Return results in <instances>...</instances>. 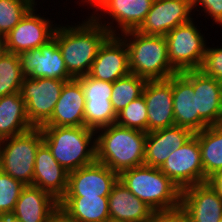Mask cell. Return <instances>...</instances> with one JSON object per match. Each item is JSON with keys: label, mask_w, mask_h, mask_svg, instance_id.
<instances>
[{"label": "cell", "mask_w": 222, "mask_h": 222, "mask_svg": "<svg viewBox=\"0 0 222 222\" xmlns=\"http://www.w3.org/2000/svg\"><path fill=\"white\" fill-rule=\"evenodd\" d=\"M87 17L79 25L59 24L53 36L73 79L89 74L100 46L110 36L103 25Z\"/></svg>", "instance_id": "cell-1"}, {"label": "cell", "mask_w": 222, "mask_h": 222, "mask_svg": "<svg viewBox=\"0 0 222 222\" xmlns=\"http://www.w3.org/2000/svg\"><path fill=\"white\" fill-rule=\"evenodd\" d=\"M147 132L115 124L96 130V161L120 174L144 164Z\"/></svg>", "instance_id": "cell-2"}, {"label": "cell", "mask_w": 222, "mask_h": 222, "mask_svg": "<svg viewBox=\"0 0 222 222\" xmlns=\"http://www.w3.org/2000/svg\"><path fill=\"white\" fill-rule=\"evenodd\" d=\"M43 142L68 172L96 161V131L85 127L41 126Z\"/></svg>", "instance_id": "cell-3"}, {"label": "cell", "mask_w": 222, "mask_h": 222, "mask_svg": "<svg viewBox=\"0 0 222 222\" xmlns=\"http://www.w3.org/2000/svg\"><path fill=\"white\" fill-rule=\"evenodd\" d=\"M119 180L155 213L180 206V188L159 168L143 164L122 171Z\"/></svg>", "instance_id": "cell-4"}, {"label": "cell", "mask_w": 222, "mask_h": 222, "mask_svg": "<svg viewBox=\"0 0 222 222\" xmlns=\"http://www.w3.org/2000/svg\"><path fill=\"white\" fill-rule=\"evenodd\" d=\"M119 36L128 47L132 74L146 80H165L178 73L169 62L165 36L143 35L137 30Z\"/></svg>", "instance_id": "cell-5"}, {"label": "cell", "mask_w": 222, "mask_h": 222, "mask_svg": "<svg viewBox=\"0 0 222 222\" xmlns=\"http://www.w3.org/2000/svg\"><path fill=\"white\" fill-rule=\"evenodd\" d=\"M42 143L40 128L0 140V170L26 186H33L35 156Z\"/></svg>", "instance_id": "cell-6"}, {"label": "cell", "mask_w": 222, "mask_h": 222, "mask_svg": "<svg viewBox=\"0 0 222 222\" xmlns=\"http://www.w3.org/2000/svg\"><path fill=\"white\" fill-rule=\"evenodd\" d=\"M195 20L193 18L165 35L169 62L178 73L200 69L209 44Z\"/></svg>", "instance_id": "cell-7"}, {"label": "cell", "mask_w": 222, "mask_h": 222, "mask_svg": "<svg viewBox=\"0 0 222 222\" xmlns=\"http://www.w3.org/2000/svg\"><path fill=\"white\" fill-rule=\"evenodd\" d=\"M65 82L53 78L24 77L20 93L34 128H40L51 118Z\"/></svg>", "instance_id": "cell-8"}, {"label": "cell", "mask_w": 222, "mask_h": 222, "mask_svg": "<svg viewBox=\"0 0 222 222\" xmlns=\"http://www.w3.org/2000/svg\"><path fill=\"white\" fill-rule=\"evenodd\" d=\"M152 3L153 0H102L90 16L103 25L110 35H119L137 30L145 20ZM107 14L110 16L109 20L105 17Z\"/></svg>", "instance_id": "cell-9"}, {"label": "cell", "mask_w": 222, "mask_h": 222, "mask_svg": "<svg viewBox=\"0 0 222 222\" xmlns=\"http://www.w3.org/2000/svg\"><path fill=\"white\" fill-rule=\"evenodd\" d=\"M38 5H34L22 20L3 39L4 51L19 54L22 51L40 48L53 39L58 23L37 14Z\"/></svg>", "instance_id": "cell-10"}, {"label": "cell", "mask_w": 222, "mask_h": 222, "mask_svg": "<svg viewBox=\"0 0 222 222\" xmlns=\"http://www.w3.org/2000/svg\"><path fill=\"white\" fill-rule=\"evenodd\" d=\"M180 190L204 183V169L201 162V150L194 134L181 147L172 151L159 168Z\"/></svg>", "instance_id": "cell-11"}, {"label": "cell", "mask_w": 222, "mask_h": 222, "mask_svg": "<svg viewBox=\"0 0 222 222\" xmlns=\"http://www.w3.org/2000/svg\"><path fill=\"white\" fill-rule=\"evenodd\" d=\"M85 97L84 126L97 130L115 124L117 114L111 103L112 82L85 75L77 78Z\"/></svg>", "instance_id": "cell-12"}, {"label": "cell", "mask_w": 222, "mask_h": 222, "mask_svg": "<svg viewBox=\"0 0 222 222\" xmlns=\"http://www.w3.org/2000/svg\"><path fill=\"white\" fill-rule=\"evenodd\" d=\"M193 12L192 0H153L137 31L143 35L165 36L175 27L192 20Z\"/></svg>", "instance_id": "cell-13"}, {"label": "cell", "mask_w": 222, "mask_h": 222, "mask_svg": "<svg viewBox=\"0 0 222 222\" xmlns=\"http://www.w3.org/2000/svg\"><path fill=\"white\" fill-rule=\"evenodd\" d=\"M24 77L53 78L69 81V75L57 41L53 38L40 48L18 54Z\"/></svg>", "instance_id": "cell-14"}, {"label": "cell", "mask_w": 222, "mask_h": 222, "mask_svg": "<svg viewBox=\"0 0 222 222\" xmlns=\"http://www.w3.org/2000/svg\"><path fill=\"white\" fill-rule=\"evenodd\" d=\"M118 180V173L95 161L69 172L64 196H109Z\"/></svg>", "instance_id": "cell-15"}, {"label": "cell", "mask_w": 222, "mask_h": 222, "mask_svg": "<svg viewBox=\"0 0 222 222\" xmlns=\"http://www.w3.org/2000/svg\"><path fill=\"white\" fill-rule=\"evenodd\" d=\"M130 73L129 51L125 41L119 35H110L100 46L88 75L113 83Z\"/></svg>", "instance_id": "cell-16"}, {"label": "cell", "mask_w": 222, "mask_h": 222, "mask_svg": "<svg viewBox=\"0 0 222 222\" xmlns=\"http://www.w3.org/2000/svg\"><path fill=\"white\" fill-rule=\"evenodd\" d=\"M172 95L175 126L185 127L193 133L208 126L199 118L193 89V70L172 75Z\"/></svg>", "instance_id": "cell-17"}, {"label": "cell", "mask_w": 222, "mask_h": 222, "mask_svg": "<svg viewBox=\"0 0 222 222\" xmlns=\"http://www.w3.org/2000/svg\"><path fill=\"white\" fill-rule=\"evenodd\" d=\"M148 115V132L175 126L172 76L165 80H147L142 92Z\"/></svg>", "instance_id": "cell-18"}, {"label": "cell", "mask_w": 222, "mask_h": 222, "mask_svg": "<svg viewBox=\"0 0 222 222\" xmlns=\"http://www.w3.org/2000/svg\"><path fill=\"white\" fill-rule=\"evenodd\" d=\"M180 206L192 222H219L222 217V198L207 182L181 190Z\"/></svg>", "instance_id": "cell-19"}, {"label": "cell", "mask_w": 222, "mask_h": 222, "mask_svg": "<svg viewBox=\"0 0 222 222\" xmlns=\"http://www.w3.org/2000/svg\"><path fill=\"white\" fill-rule=\"evenodd\" d=\"M68 174L43 142L35 156L33 186L41 188L60 201L68 187Z\"/></svg>", "instance_id": "cell-20"}, {"label": "cell", "mask_w": 222, "mask_h": 222, "mask_svg": "<svg viewBox=\"0 0 222 222\" xmlns=\"http://www.w3.org/2000/svg\"><path fill=\"white\" fill-rule=\"evenodd\" d=\"M193 89L196 96L199 118L207 125L222 124V84L204 74L200 69L193 70Z\"/></svg>", "instance_id": "cell-21"}, {"label": "cell", "mask_w": 222, "mask_h": 222, "mask_svg": "<svg viewBox=\"0 0 222 222\" xmlns=\"http://www.w3.org/2000/svg\"><path fill=\"white\" fill-rule=\"evenodd\" d=\"M85 97L78 79L66 81L51 118L43 126H84Z\"/></svg>", "instance_id": "cell-22"}, {"label": "cell", "mask_w": 222, "mask_h": 222, "mask_svg": "<svg viewBox=\"0 0 222 222\" xmlns=\"http://www.w3.org/2000/svg\"><path fill=\"white\" fill-rule=\"evenodd\" d=\"M193 135L190 129L180 126L147 132L144 164L160 168L171 152L181 147Z\"/></svg>", "instance_id": "cell-23"}, {"label": "cell", "mask_w": 222, "mask_h": 222, "mask_svg": "<svg viewBox=\"0 0 222 222\" xmlns=\"http://www.w3.org/2000/svg\"><path fill=\"white\" fill-rule=\"evenodd\" d=\"M59 210V201L35 186H25L16 202L13 215L22 222H49Z\"/></svg>", "instance_id": "cell-24"}, {"label": "cell", "mask_w": 222, "mask_h": 222, "mask_svg": "<svg viewBox=\"0 0 222 222\" xmlns=\"http://www.w3.org/2000/svg\"><path fill=\"white\" fill-rule=\"evenodd\" d=\"M108 209L111 219L124 222H151L155 213L132 194L120 180L113 186L108 196Z\"/></svg>", "instance_id": "cell-25"}, {"label": "cell", "mask_w": 222, "mask_h": 222, "mask_svg": "<svg viewBox=\"0 0 222 222\" xmlns=\"http://www.w3.org/2000/svg\"><path fill=\"white\" fill-rule=\"evenodd\" d=\"M59 210L76 222H106L110 219L108 196H63Z\"/></svg>", "instance_id": "cell-26"}, {"label": "cell", "mask_w": 222, "mask_h": 222, "mask_svg": "<svg viewBox=\"0 0 222 222\" xmlns=\"http://www.w3.org/2000/svg\"><path fill=\"white\" fill-rule=\"evenodd\" d=\"M33 128L20 92L0 97V140Z\"/></svg>", "instance_id": "cell-27"}, {"label": "cell", "mask_w": 222, "mask_h": 222, "mask_svg": "<svg viewBox=\"0 0 222 222\" xmlns=\"http://www.w3.org/2000/svg\"><path fill=\"white\" fill-rule=\"evenodd\" d=\"M194 134L199 141L206 183L211 175L222 170V125L208 126Z\"/></svg>", "instance_id": "cell-28"}, {"label": "cell", "mask_w": 222, "mask_h": 222, "mask_svg": "<svg viewBox=\"0 0 222 222\" xmlns=\"http://www.w3.org/2000/svg\"><path fill=\"white\" fill-rule=\"evenodd\" d=\"M146 81L145 78L130 73L113 82L110 100L116 114L142 95Z\"/></svg>", "instance_id": "cell-29"}, {"label": "cell", "mask_w": 222, "mask_h": 222, "mask_svg": "<svg viewBox=\"0 0 222 222\" xmlns=\"http://www.w3.org/2000/svg\"><path fill=\"white\" fill-rule=\"evenodd\" d=\"M23 80L18 54L3 51L0 55V97L20 92Z\"/></svg>", "instance_id": "cell-30"}, {"label": "cell", "mask_w": 222, "mask_h": 222, "mask_svg": "<svg viewBox=\"0 0 222 222\" xmlns=\"http://www.w3.org/2000/svg\"><path fill=\"white\" fill-rule=\"evenodd\" d=\"M33 6L30 0H0V36L4 39Z\"/></svg>", "instance_id": "cell-31"}, {"label": "cell", "mask_w": 222, "mask_h": 222, "mask_svg": "<svg viewBox=\"0 0 222 222\" xmlns=\"http://www.w3.org/2000/svg\"><path fill=\"white\" fill-rule=\"evenodd\" d=\"M116 124L148 132L147 106L143 94L117 114Z\"/></svg>", "instance_id": "cell-32"}, {"label": "cell", "mask_w": 222, "mask_h": 222, "mask_svg": "<svg viewBox=\"0 0 222 222\" xmlns=\"http://www.w3.org/2000/svg\"><path fill=\"white\" fill-rule=\"evenodd\" d=\"M25 186L0 170V215L13 213Z\"/></svg>", "instance_id": "cell-33"}, {"label": "cell", "mask_w": 222, "mask_h": 222, "mask_svg": "<svg viewBox=\"0 0 222 222\" xmlns=\"http://www.w3.org/2000/svg\"><path fill=\"white\" fill-rule=\"evenodd\" d=\"M200 70L222 84V46L207 45Z\"/></svg>", "instance_id": "cell-34"}, {"label": "cell", "mask_w": 222, "mask_h": 222, "mask_svg": "<svg viewBox=\"0 0 222 222\" xmlns=\"http://www.w3.org/2000/svg\"><path fill=\"white\" fill-rule=\"evenodd\" d=\"M193 9L195 11L201 10L205 13L207 19L211 18L212 22L222 27V0H192ZM199 10H198V8ZM201 7V8H200ZM197 9V10H196Z\"/></svg>", "instance_id": "cell-35"}, {"label": "cell", "mask_w": 222, "mask_h": 222, "mask_svg": "<svg viewBox=\"0 0 222 222\" xmlns=\"http://www.w3.org/2000/svg\"><path fill=\"white\" fill-rule=\"evenodd\" d=\"M153 220L155 222H192L189 215L181 206L154 213Z\"/></svg>", "instance_id": "cell-36"}, {"label": "cell", "mask_w": 222, "mask_h": 222, "mask_svg": "<svg viewBox=\"0 0 222 222\" xmlns=\"http://www.w3.org/2000/svg\"><path fill=\"white\" fill-rule=\"evenodd\" d=\"M207 183L218 193L222 198V170L215 172L207 179Z\"/></svg>", "instance_id": "cell-37"}, {"label": "cell", "mask_w": 222, "mask_h": 222, "mask_svg": "<svg viewBox=\"0 0 222 222\" xmlns=\"http://www.w3.org/2000/svg\"><path fill=\"white\" fill-rule=\"evenodd\" d=\"M49 222H76L70 220L62 211L58 210L51 218Z\"/></svg>", "instance_id": "cell-38"}, {"label": "cell", "mask_w": 222, "mask_h": 222, "mask_svg": "<svg viewBox=\"0 0 222 222\" xmlns=\"http://www.w3.org/2000/svg\"><path fill=\"white\" fill-rule=\"evenodd\" d=\"M0 222H22L19 218L13 214H2L0 215Z\"/></svg>", "instance_id": "cell-39"}, {"label": "cell", "mask_w": 222, "mask_h": 222, "mask_svg": "<svg viewBox=\"0 0 222 222\" xmlns=\"http://www.w3.org/2000/svg\"><path fill=\"white\" fill-rule=\"evenodd\" d=\"M101 1L102 0H81V1H77L76 3L79 2V6H80V4H82V5L85 4V7L87 6L86 5V3H87L90 6V8L92 7V9H95Z\"/></svg>", "instance_id": "cell-40"}, {"label": "cell", "mask_w": 222, "mask_h": 222, "mask_svg": "<svg viewBox=\"0 0 222 222\" xmlns=\"http://www.w3.org/2000/svg\"><path fill=\"white\" fill-rule=\"evenodd\" d=\"M3 51H4V43L0 42V55L2 54Z\"/></svg>", "instance_id": "cell-41"}, {"label": "cell", "mask_w": 222, "mask_h": 222, "mask_svg": "<svg viewBox=\"0 0 222 222\" xmlns=\"http://www.w3.org/2000/svg\"><path fill=\"white\" fill-rule=\"evenodd\" d=\"M106 222H124V221H120V220H114V219H108Z\"/></svg>", "instance_id": "cell-42"}]
</instances>
